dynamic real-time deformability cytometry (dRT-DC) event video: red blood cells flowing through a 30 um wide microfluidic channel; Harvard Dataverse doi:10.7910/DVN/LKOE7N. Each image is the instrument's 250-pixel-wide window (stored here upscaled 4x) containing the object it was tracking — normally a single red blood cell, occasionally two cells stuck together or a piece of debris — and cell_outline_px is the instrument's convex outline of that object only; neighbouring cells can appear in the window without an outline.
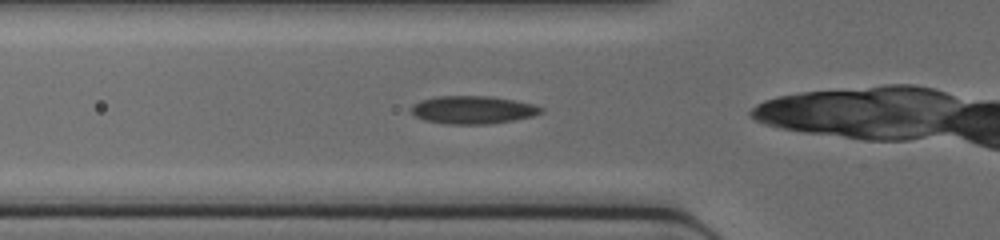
{"species": "common noctule bat (a hibernating species)", "species_latin": "Nyctalus noctula", "temperature_condition": "cold", "stored_images_in_passage": 26, "camera_frame_rate_fps": 3000, "um_per_image_px": 0.085, "animal": {"sex": "female", "body_mass_g": 17.0, "forearm_length_mm": 48.0}, "frame": {"image": 1, "passage_image": 6, "time_ms": 1.667, "image_size_px": [1000, 240], "cell_outline_px": [[544, 112], [532, 116], [512, 120], [488, 124], [444, 124], [424, 120], [416, 116], [412, 112], [412, 104], [420, 100], [436, 96], [492, 96], [532, 104], [544, 108]], "centroid_in_image_um": [40.17, 9.33], "position_along_channel_um": 85.6, "area_um2": 21.1}}
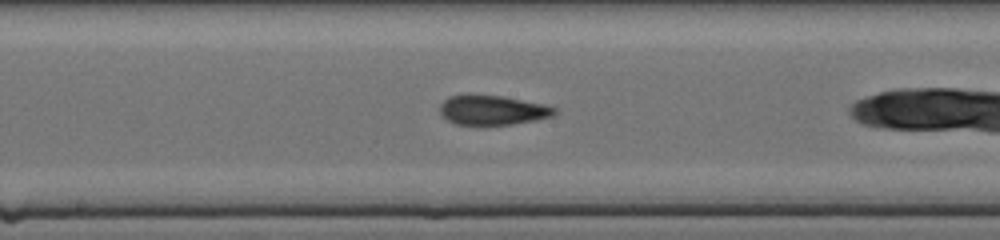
{"frame": {"image": 2, "passage_image": 14, "time_ms": 4.333, "image_size_px": [1000, 240], "cell_outline_px": [[560, 112], [552, 116], [536, 120], [512, 124], [456, 124], [448, 120], [440, 112], [440, 104], [448, 96], [500, 96], [544, 104], [556, 108]], "centroid_in_image_um": [41.92, 9.37], "position_along_channel_um": 206.3, "area_um2": 19.31}}
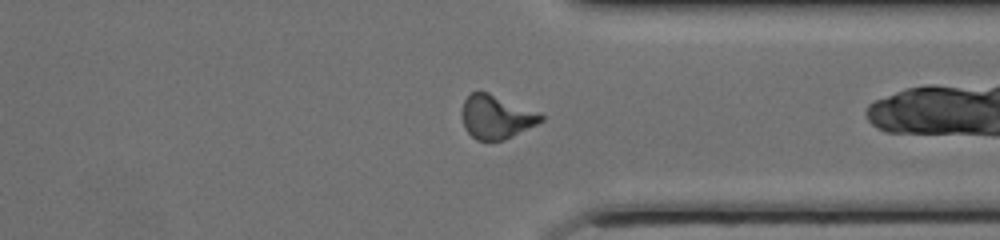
{"frame": {"image": 3, "passage_image": 25, "time_ms": 8.0, "image_size_px": [1000, 240], "cell_outline_px": [[544, 120], [504, 140], [476, 140], [464, 128], [460, 112], [464, 100], [472, 92], [488, 92], [540, 112], [544, 116]], "centroid_in_image_um": [42.16, 9.93], "position_along_channel_um": 369.2, "area_um2": 20.11}}